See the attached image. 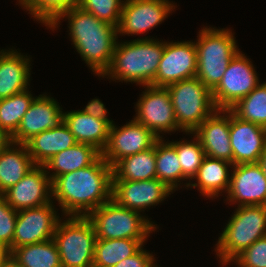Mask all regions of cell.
Here are the masks:
<instances>
[{
  "mask_svg": "<svg viewBox=\"0 0 266 267\" xmlns=\"http://www.w3.org/2000/svg\"><path fill=\"white\" fill-rule=\"evenodd\" d=\"M112 167L100 156L88 167L52 181V201H58L62 215L87 216L112 199Z\"/></svg>",
  "mask_w": 266,
  "mask_h": 267,
  "instance_id": "cell-1",
  "label": "cell"
},
{
  "mask_svg": "<svg viewBox=\"0 0 266 267\" xmlns=\"http://www.w3.org/2000/svg\"><path fill=\"white\" fill-rule=\"evenodd\" d=\"M64 18L68 19V31L75 49L93 74L101 77L113 58L118 41L117 27L76 6L62 13L48 28L54 31Z\"/></svg>",
  "mask_w": 266,
  "mask_h": 267,
  "instance_id": "cell-2",
  "label": "cell"
},
{
  "mask_svg": "<svg viewBox=\"0 0 266 267\" xmlns=\"http://www.w3.org/2000/svg\"><path fill=\"white\" fill-rule=\"evenodd\" d=\"M153 38L117 41L111 64L101 77L143 87L151 85L164 51V41Z\"/></svg>",
  "mask_w": 266,
  "mask_h": 267,
  "instance_id": "cell-3",
  "label": "cell"
},
{
  "mask_svg": "<svg viewBox=\"0 0 266 267\" xmlns=\"http://www.w3.org/2000/svg\"><path fill=\"white\" fill-rule=\"evenodd\" d=\"M228 28L202 27L195 41L196 77L212 92L222 79L231 59L240 49Z\"/></svg>",
  "mask_w": 266,
  "mask_h": 267,
  "instance_id": "cell-4",
  "label": "cell"
},
{
  "mask_svg": "<svg viewBox=\"0 0 266 267\" xmlns=\"http://www.w3.org/2000/svg\"><path fill=\"white\" fill-rule=\"evenodd\" d=\"M266 236V206H237L218 238L215 252L222 266L231 261L256 240Z\"/></svg>",
  "mask_w": 266,
  "mask_h": 267,
  "instance_id": "cell-5",
  "label": "cell"
},
{
  "mask_svg": "<svg viewBox=\"0 0 266 267\" xmlns=\"http://www.w3.org/2000/svg\"><path fill=\"white\" fill-rule=\"evenodd\" d=\"M93 224L97 239L147 240L157 224L143 213L122 207L113 199L86 216Z\"/></svg>",
  "mask_w": 266,
  "mask_h": 267,
  "instance_id": "cell-6",
  "label": "cell"
},
{
  "mask_svg": "<svg viewBox=\"0 0 266 267\" xmlns=\"http://www.w3.org/2000/svg\"><path fill=\"white\" fill-rule=\"evenodd\" d=\"M66 217L53 236L62 267H93L97 237L92 222L86 216Z\"/></svg>",
  "mask_w": 266,
  "mask_h": 267,
  "instance_id": "cell-7",
  "label": "cell"
},
{
  "mask_svg": "<svg viewBox=\"0 0 266 267\" xmlns=\"http://www.w3.org/2000/svg\"><path fill=\"white\" fill-rule=\"evenodd\" d=\"M177 125L186 133L193 132L215 110L212 92L195 76L166 87Z\"/></svg>",
  "mask_w": 266,
  "mask_h": 267,
  "instance_id": "cell-8",
  "label": "cell"
},
{
  "mask_svg": "<svg viewBox=\"0 0 266 267\" xmlns=\"http://www.w3.org/2000/svg\"><path fill=\"white\" fill-rule=\"evenodd\" d=\"M260 83L255 67L242 51L231 59L221 81L212 91L216 109L229 110Z\"/></svg>",
  "mask_w": 266,
  "mask_h": 267,
  "instance_id": "cell-9",
  "label": "cell"
},
{
  "mask_svg": "<svg viewBox=\"0 0 266 267\" xmlns=\"http://www.w3.org/2000/svg\"><path fill=\"white\" fill-rule=\"evenodd\" d=\"M144 88L135 105L136 115L133 119L150 129L159 139L166 132H184L177 125L168 89L152 85Z\"/></svg>",
  "mask_w": 266,
  "mask_h": 267,
  "instance_id": "cell-10",
  "label": "cell"
},
{
  "mask_svg": "<svg viewBox=\"0 0 266 267\" xmlns=\"http://www.w3.org/2000/svg\"><path fill=\"white\" fill-rule=\"evenodd\" d=\"M175 8V3L169 0H125L117 27L118 37L148 33L162 24Z\"/></svg>",
  "mask_w": 266,
  "mask_h": 267,
  "instance_id": "cell-11",
  "label": "cell"
},
{
  "mask_svg": "<svg viewBox=\"0 0 266 267\" xmlns=\"http://www.w3.org/2000/svg\"><path fill=\"white\" fill-rule=\"evenodd\" d=\"M197 72L195 41H164V51L152 86L167 87L192 78Z\"/></svg>",
  "mask_w": 266,
  "mask_h": 267,
  "instance_id": "cell-12",
  "label": "cell"
},
{
  "mask_svg": "<svg viewBox=\"0 0 266 267\" xmlns=\"http://www.w3.org/2000/svg\"><path fill=\"white\" fill-rule=\"evenodd\" d=\"M54 202L18 211L15 223L12 250L53 239L59 218Z\"/></svg>",
  "mask_w": 266,
  "mask_h": 267,
  "instance_id": "cell-13",
  "label": "cell"
},
{
  "mask_svg": "<svg viewBox=\"0 0 266 267\" xmlns=\"http://www.w3.org/2000/svg\"><path fill=\"white\" fill-rule=\"evenodd\" d=\"M159 138L134 119L121 127L115 123L109 130L108 142L101 156L112 167L118 160L152 148Z\"/></svg>",
  "mask_w": 266,
  "mask_h": 267,
  "instance_id": "cell-14",
  "label": "cell"
},
{
  "mask_svg": "<svg viewBox=\"0 0 266 267\" xmlns=\"http://www.w3.org/2000/svg\"><path fill=\"white\" fill-rule=\"evenodd\" d=\"M233 170V171H232ZM226 201L238 206H266V177L258 163L233 165Z\"/></svg>",
  "mask_w": 266,
  "mask_h": 267,
  "instance_id": "cell-15",
  "label": "cell"
},
{
  "mask_svg": "<svg viewBox=\"0 0 266 267\" xmlns=\"http://www.w3.org/2000/svg\"><path fill=\"white\" fill-rule=\"evenodd\" d=\"M2 196L16 211L36 208L52 202V181L46 167L35 165Z\"/></svg>",
  "mask_w": 266,
  "mask_h": 267,
  "instance_id": "cell-16",
  "label": "cell"
},
{
  "mask_svg": "<svg viewBox=\"0 0 266 267\" xmlns=\"http://www.w3.org/2000/svg\"><path fill=\"white\" fill-rule=\"evenodd\" d=\"M173 191L157 178L145 181H112V199L120 206L145 212L167 199Z\"/></svg>",
  "mask_w": 266,
  "mask_h": 267,
  "instance_id": "cell-17",
  "label": "cell"
},
{
  "mask_svg": "<svg viewBox=\"0 0 266 267\" xmlns=\"http://www.w3.org/2000/svg\"><path fill=\"white\" fill-rule=\"evenodd\" d=\"M45 94L36 96L17 131L11 136L12 142L25 144L34 135L57 127L63 122L62 107L53 97Z\"/></svg>",
  "mask_w": 266,
  "mask_h": 267,
  "instance_id": "cell-18",
  "label": "cell"
},
{
  "mask_svg": "<svg viewBox=\"0 0 266 267\" xmlns=\"http://www.w3.org/2000/svg\"><path fill=\"white\" fill-rule=\"evenodd\" d=\"M193 133L200 140L207 157L233 163L230 110L216 109Z\"/></svg>",
  "mask_w": 266,
  "mask_h": 267,
  "instance_id": "cell-19",
  "label": "cell"
},
{
  "mask_svg": "<svg viewBox=\"0 0 266 267\" xmlns=\"http://www.w3.org/2000/svg\"><path fill=\"white\" fill-rule=\"evenodd\" d=\"M230 141L233 165L258 163L266 143V128L243 121L230 111Z\"/></svg>",
  "mask_w": 266,
  "mask_h": 267,
  "instance_id": "cell-20",
  "label": "cell"
},
{
  "mask_svg": "<svg viewBox=\"0 0 266 267\" xmlns=\"http://www.w3.org/2000/svg\"><path fill=\"white\" fill-rule=\"evenodd\" d=\"M15 49L0 51V100L20 93L30 86L31 60Z\"/></svg>",
  "mask_w": 266,
  "mask_h": 267,
  "instance_id": "cell-21",
  "label": "cell"
},
{
  "mask_svg": "<svg viewBox=\"0 0 266 267\" xmlns=\"http://www.w3.org/2000/svg\"><path fill=\"white\" fill-rule=\"evenodd\" d=\"M233 163L222 159L205 157L193 181L189 182L188 188H197L201 195L213 200L228 192L230 186L231 172ZM216 197V198H215Z\"/></svg>",
  "mask_w": 266,
  "mask_h": 267,
  "instance_id": "cell-22",
  "label": "cell"
},
{
  "mask_svg": "<svg viewBox=\"0 0 266 267\" xmlns=\"http://www.w3.org/2000/svg\"><path fill=\"white\" fill-rule=\"evenodd\" d=\"M74 135L68 126L62 122L57 127L51 128L34 135L25 144L29 155L35 165H45L54 155L76 144Z\"/></svg>",
  "mask_w": 266,
  "mask_h": 267,
  "instance_id": "cell-23",
  "label": "cell"
},
{
  "mask_svg": "<svg viewBox=\"0 0 266 267\" xmlns=\"http://www.w3.org/2000/svg\"><path fill=\"white\" fill-rule=\"evenodd\" d=\"M63 122L74 135L77 143H86L102 152L108 142L111 124L84 113L72 110L63 113Z\"/></svg>",
  "mask_w": 266,
  "mask_h": 267,
  "instance_id": "cell-24",
  "label": "cell"
},
{
  "mask_svg": "<svg viewBox=\"0 0 266 267\" xmlns=\"http://www.w3.org/2000/svg\"><path fill=\"white\" fill-rule=\"evenodd\" d=\"M34 166L26 144L11 142L0 152V195L17 184Z\"/></svg>",
  "mask_w": 266,
  "mask_h": 267,
  "instance_id": "cell-25",
  "label": "cell"
},
{
  "mask_svg": "<svg viewBox=\"0 0 266 267\" xmlns=\"http://www.w3.org/2000/svg\"><path fill=\"white\" fill-rule=\"evenodd\" d=\"M101 152L86 143H76L74 146L54 155L44 166L51 181L57 176L88 167L93 164ZM49 170V171H48ZM50 171H53L50 173Z\"/></svg>",
  "mask_w": 266,
  "mask_h": 267,
  "instance_id": "cell-26",
  "label": "cell"
},
{
  "mask_svg": "<svg viewBox=\"0 0 266 267\" xmlns=\"http://www.w3.org/2000/svg\"><path fill=\"white\" fill-rule=\"evenodd\" d=\"M112 181H145L156 178L155 144L152 148L118 160Z\"/></svg>",
  "mask_w": 266,
  "mask_h": 267,
  "instance_id": "cell-27",
  "label": "cell"
},
{
  "mask_svg": "<svg viewBox=\"0 0 266 267\" xmlns=\"http://www.w3.org/2000/svg\"><path fill=\"white\" fill-rule=\"evenodd\" d=\"M155 157H156V178L163 182L173 192L183 185L188 188V179L183 175L180 161L177 156L176 149L164 140L158 139L155 142ZM182 182V184H181ZM181 184V185H180ZM179 186V187H178Z\"/></svg>",
  "mask_w": 266,
  "mask_h": 267,
  "instance_id": "cell-28",
  "label": "cell"
},
{
  "mask_svg": "<svg viewBox=\"0 0 266 267\" xmlns=\"http://www.w3.org/2000/svg\"><path fill=\"white\" fill-rule=\"evenodd\" d=\"M147 240L97 239L93 267H113L121 260L135 254Z\"/></svg>",
  "mask_w": 266,
  "mask_h": 267,
  "instance_id": "cell-29",
  "label": "cell"
},
{
  "mask_svg": "<svg viewBox=\"0 0 266 267\" xmlns=\"http://www.w3.org/2000/svg\"><path fill=\"white\" fill-rule=\"evenodd\" d=\"M11 257L21 267H62L53 239L17 247L11 251Z\"/></svg>",
  "mask_w": 266,
  "mask_h": 267,
  "instance_id": "cell-30",
  "label": "cell"
},
{
  "mask_svg": "<svg viewBox=\"0 0 266 267\" xmlns=\"http://www.w3.org/2000/svg\"><path fill=\"white\" fill-rule=\"evenodd\" d=\"M229 110L243 121L266 128V82H260Z\"/></svg>",
  "mask_w": 266,
  "mask_h": 267,
  "instance_id": "cell-31",
  "label": "cell"
},
{
  "mask_svg": "<svg viewBox=\"0 0 266 267\" xmlns=\"http://www.w3.org/2000/svg\"><path fill=\"white\" fill-rule=\"evenodd\" d=\"M30 92L28 88L0 100V128L10 136L17 131L23 116L35 98Z\"/></svg>",
  "mask_w": 266,
  "mask_h": 267,
  "instance_id": "cell-32",
  "label": "cell"
},
{
  "mask_svg": "<svg viewBox=\"0 0 266 267\" xmlns=\"http://www.w3.org/2000/svg\"><path fill=\"white\" fill-rule=\"evenodd\" d=\"M186 134H192L193 139L191 141L186 139L172 140L169 143L176 149L182 173L190 182L197 174L206 154L198 137L193 132H186Z\"/></svg>",
  "mask_w": 266,
  "mask_h": 267,
  "instance_id": "cell-33",
  "label": "cell"
},
{
  "mask_svg": "<svg viewBox=\"0 0 266 267\" xmlns=\"http://www.w3.org/2000/svg\"><path fill=\"white\" fill-rule=\"evenodd\" d=\"M79 4L80 0H26L21 6L37 22L49 27L62 13Z\"/></svg>",
  "mask_w": 266,
  "mask_h": 267,
  "instance_id": "cell-34",
  "label": "cell"
},
{
  "mask_svg": "<svg viewBox=\"0 0 266 267\" xmlns=\"http://www.w3.org/2000/svg\"><path fill=\"white\" fill-rule=\"evenodd\" d=\"M125 0H80L79 7L99 20L118 27Z\"/></svg>",
  "mask_w": 266,
  "mask_h": 267,
  "instance_id": "cell-35",
  "label": "cell"
},
{
  "mask_svg": "<svg viewBox=\"0 0 266 267\" xmlns=\"http://www.w3.org/2000/svg\"><path fill=\"white\" fill-rule=\"evenodd\" d=\"M231 262L237 267H266V236L256 240Z\"/></svg>",
  "mask_w": 266,
  "mask_h": 267,
  "instance_id": "cell-36",
  "label": "cell"
},
{
  "mask_svg": "<svg viewBox=\"0 0 266 267\" xmlns=\"http://www.w3.org/2000/svg\"><path fill=\"white\" fill-rule=\"evenodd\" d=\"M18 211L13 209L6 199L0 195V243L12 251L15 223Z\"/></svg>",
  "mask_w": 266,
  "mask_h": 267,
  "instance_id": "cell-37",
  "label": "cell"
},
{
  "mask_svg": "<svg viewBox=\"0 0 266 267\" xmlns=\"http://www.w3.org/2000/svg\"><path fill=\"white\" fill-rule=\"evenodd\" d=\"M156 259L143 246L132 256L121 260L113 267H153Z\"/></svg>",
  "mask_w": 266,
  "mask_h": 267,
  "instance_id": "cell-38",
  "label": "cell"
},
{
  "mask_svg": "<svg viewBox=\"0 0 266 267\" xmlns=\"http://www.w3.org/2000/svg\"><path fill=\"white\" fill-rule=\"evenodd\" d=\"M82 111L90 116H93L94 118L107 121L111 125L114 124V121L112 119L110 120L107 116V109L105 108V105L98 98L89 101Z\"/></svg>",
  "mask_w": 266,
  "mask_h": 267,
  "instance_id": "cell-39",
  "label": "cell"
},
{
  "mask_svg": "<svg viewBox=\"0 0 266 267\" xmlns=\"http://www.w3.org/2000/svg\"><path fill=\"white\" fill-rule=\"evenodd\" d=\"M12 142L11 136L0 128V152L3 151Z\"/></svg>",
  "mask_w": 266,
  "mask_h": 267,
  "instance_id": "cell-40",
  "label": "cell"
},
{
  "mask_svg": "<svg viewBox=\"0 0 266 267\" xmlns=\"http://www.w3.org/2000/svg\"><path fill=\"white\" fill-rule=\"evenodd\" d=\"M11 256V252L9 248L0 243V267L7 261V259Z\"/></svg>",
  "mask_w": 266,
  "mask_h": 267,
  "instance_id": "cell-41",
  "label": "cell"
},
{
  "mask_svg": "<svg viewBox=\"0 0 266 267\" xmlns=\"http://www.w3.org/2000/svg\"><path fill=\"white\" fill-rule=\"evenodd\" d=\"M258 164L260 165L264 176L266 177V143L264 146V150L262 151V154L258 160Z\"/></svg>",
  "mask_w": 266,
  "mask_h": 267,
  "instance_id": "cell-42",
  "label": "cell"
},
{
  "mask_svg": "<svg viewBox=\"0 0 266 267\" xmlns=\"http://www.w3.org/2000/svg\"><path fill=\"white\" fill-rule=\"evenodd\" d=\"M1 267H21L11 256Z\"/></svg>",
  "mask_w": 266,
  "mask_h": 267,
  "instance_id": "cell-43",
  "label": "cell"
},
{
  "mask_svg": "<svg viewBox=\"0 0 266 267\" xmlns=\"http://www.w3.org/2000/svg\"><path fill=\"white\" fill-rule=\"evenodd\" d=\"M19 5L21 6L26 0H17Z\"/></svg>",
  "mask_w": 266,
  "mask_h": 267,
  "instance_id": "cell-44",
  "label": "cell"
}]
</instances>
